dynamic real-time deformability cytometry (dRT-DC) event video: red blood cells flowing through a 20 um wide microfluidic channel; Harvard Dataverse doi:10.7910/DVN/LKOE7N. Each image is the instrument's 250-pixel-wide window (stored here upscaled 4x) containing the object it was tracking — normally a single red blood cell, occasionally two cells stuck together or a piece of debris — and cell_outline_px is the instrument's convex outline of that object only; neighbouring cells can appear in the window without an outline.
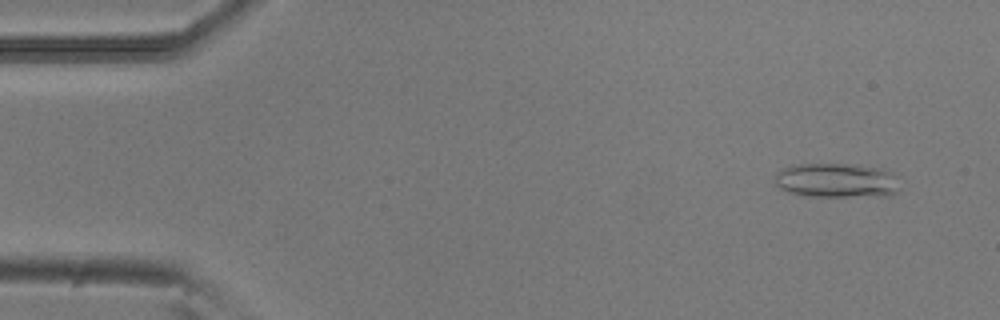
{"species": "common noctule bat (a hibernating species)", "species_latin": "Nyctalus noctula", "temperature_condition": "room temperature", "stored_images_in_passage": 4, "camera_frame_rate_fps": 3000, "um_per_image_px": 0.085, "animal": {"sex": "male", "body_mass_g": 20.5, "forearm_length_mm": 52.5}, "frame": {"image": 1, "passage_image": 1, "time_ms": 0.0, "image_size_px": [1000, 320], "cell_outline_px": [[900, 176], [896, 192], [892, 196], [804, 196], [788, 192], [780, 188], [776, 184], [776, 172], [792, 164], [844, 164], [876, 168]], "centroid_in_image_um": [71.11, 15.35], "position_along_channel_um": 13.9, "area_um2": 25.09}}